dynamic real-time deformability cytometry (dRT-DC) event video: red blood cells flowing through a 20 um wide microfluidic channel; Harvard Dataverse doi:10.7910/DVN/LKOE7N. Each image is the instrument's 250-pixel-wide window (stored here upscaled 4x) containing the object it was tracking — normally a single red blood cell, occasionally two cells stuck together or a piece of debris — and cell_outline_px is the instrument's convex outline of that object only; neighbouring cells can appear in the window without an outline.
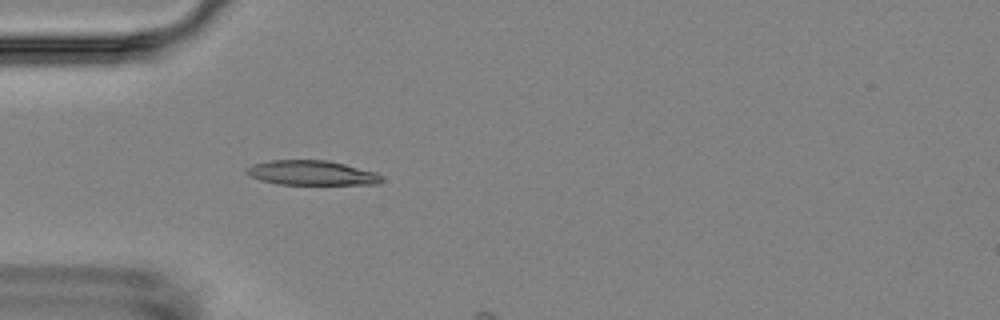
{"species": "Egyptian fruit bat (a non-hibernating species)", "species_latin": "Rousettus aegyptiacus", "temperature_condition": "room temperature", "stored_images_in_passage": 4, "camera_frame_rate_fps": 3000, "um_per_image_px": 0.085, "animal": {"sex": "female"}, "frame": {"image": 1, "passage_image": 4, "time_ms": 4.333, "image_size_px": [1000, 320], "cell_outline_px": [[384, 180], [380, 184], [276, 184], [260, 180], [244, 172], [244, 168], [252, 164], [268, 160], [328, 160], [376, 172]], "centroid_in_image_um": [26.45, 14.69], "position_along_channel_um": 58.6, "area_um2": 19.48}}